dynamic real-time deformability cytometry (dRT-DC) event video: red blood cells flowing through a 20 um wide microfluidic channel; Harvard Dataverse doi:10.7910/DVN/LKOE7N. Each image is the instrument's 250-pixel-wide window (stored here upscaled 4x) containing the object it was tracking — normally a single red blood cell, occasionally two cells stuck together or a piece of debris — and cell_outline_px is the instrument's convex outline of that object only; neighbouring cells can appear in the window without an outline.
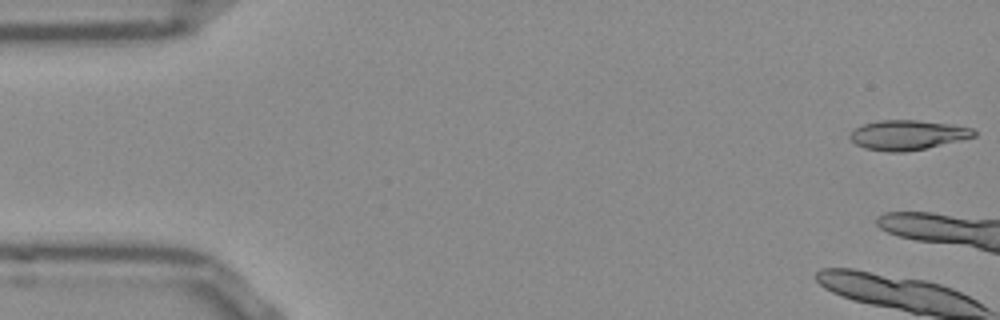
{"species": "Egyptian fruit bat (a non-hibernating species)", "species_latin": "Rousettus aegyptiacus", "temperature_condition": "room temperature", "stored_images_in_passage": 10, "camera_frame_rate_fps": 3000, "um_per_image_px": 0.085, "frame": {"image": 1, "passage_image": 1, "time_ms": 0.0, "image_size_px": [1000, 320], "cell_outline_px": [[976, 136], [924, 148], [904, 152], [888, 152], [864, 148], [856, 144], [848, 136], [856, 128], [864, 124], [880, 120], [916, 120], [952, 124], [972, 128], [976, 132]], "centroid_in_image_um": [77.13, 11.47], "position_along_channel_um": 7.9, "area_um2": 21.21}}